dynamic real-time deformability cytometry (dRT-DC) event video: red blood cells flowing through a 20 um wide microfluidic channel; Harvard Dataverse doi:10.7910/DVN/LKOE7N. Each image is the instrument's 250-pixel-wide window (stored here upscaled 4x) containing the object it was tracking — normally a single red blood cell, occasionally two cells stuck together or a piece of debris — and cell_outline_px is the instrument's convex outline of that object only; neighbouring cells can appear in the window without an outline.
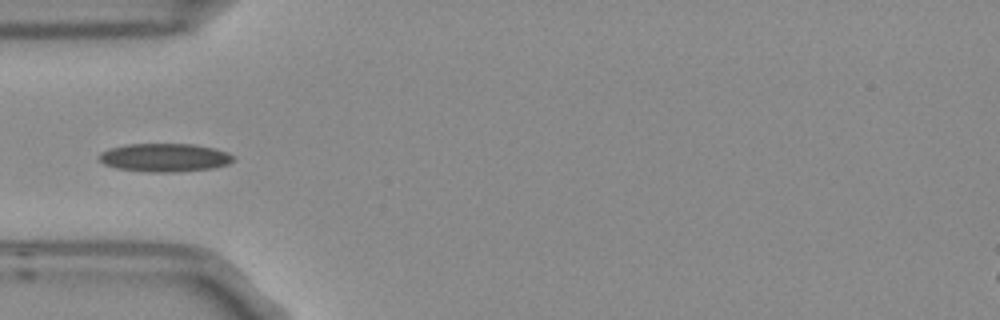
{"species": "Egyptian fruit bat (a non-hibernating species)", "species_latin": "Rousettus aegyptiacus", "temperature_condition": "room temperature", "stored_images_in_passage": 7, "camera_frame_rate_fps": 3000, "um_per_image_px": 0.085, "frame": {"image": 1, "passage_image": 4, "time_ms": 1.0, "image_size_px": [1000, 320], "cell_outline_px": [[236, 160], [228, 164], [212, 168], [172, 172], [148, 172], [116, 168], [104, 164], [96, 156], [100, 152], [112, 148], [128, 144], [192, 144], [212, 148], [228, 152], [236, 156]], "centroid_in_image_um": [14.01, 13.39], "position_along_channel_um": 71.0, "area_um2": 22.2}}
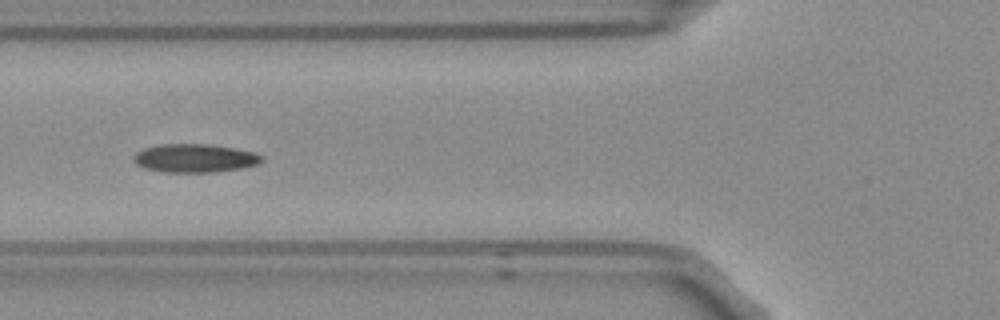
{"frame": {"image": 2, "passage_image": 5, "time_ms": 1.333, "image_size_px": [1000, 320], "cell_outline_px": [[264, 160], [256, 164], [240, 168], [208, 172], [160, 172], [144, 168], [136, 164], [132, 160], [132, 156], [136, 152], [144, 148], [160, 144], [212, 144], [236, 148], [252, 152], [264, 156]], "centroid_in_image_um": [16.51, 13.43], "position_along_channel_um": 109.3, "area_um2": 21.33}}